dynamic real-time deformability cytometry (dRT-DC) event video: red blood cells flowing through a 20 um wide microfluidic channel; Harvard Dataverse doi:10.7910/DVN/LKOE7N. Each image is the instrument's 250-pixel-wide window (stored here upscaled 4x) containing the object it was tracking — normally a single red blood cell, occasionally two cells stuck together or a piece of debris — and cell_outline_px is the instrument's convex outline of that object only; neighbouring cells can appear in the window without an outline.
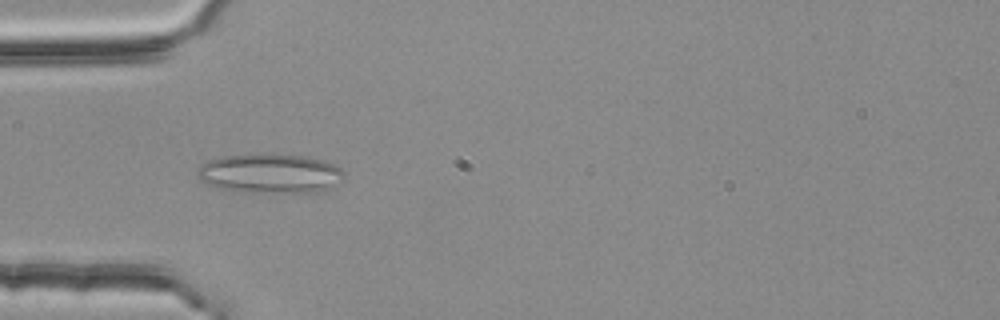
{"species": "common noctule bat (a hibernating species)", "species_latin": "Nyctalus noctula", "temperature_condition": "room temperature", "stored_images_in_passage": 42, "camera_frame_rate_fps": 3000, "um_per_image_px": 0.085, "animal": {"sex": "female", "body_mass_g": 25.1}, "frame": {"image": 1, "passage_image": 5, "time_ms": 1.333, "image_size_px": [1000, 320], "cell_outline_px": [[344, 176], [340, 180], [316, 192], [252, 192], [220, 188], [208, 184], [200, 180], [196, 176], [196, 172], [208, 160], [220, 156], [304, 156], [324, 160], [340, 168], [344, 172]], "centroid_in_image_um": [22.92, 14.76], "position_along_channel_um": 62.1, "area_um2": 32.43}}
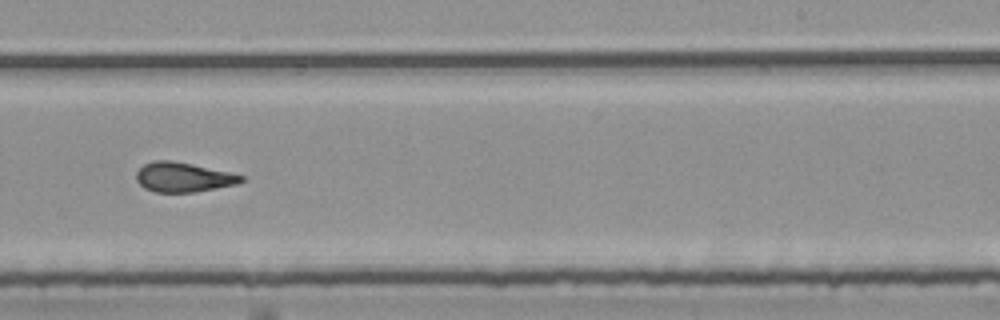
{"frame": {"image": 2, "passage_image": 22, "time_ms": 7.0, "image_size_px": [1000, 320], "cell_outline_px": [[244, 180], [236, 184], [196, 192], [156, 192], [144, 188], [136, 180], [136, 172], [144, 164], [152, 160], [172, 160], [192, 164], [228, 172], [244, 176]], "centroid_in_image_um": [15.54, 15.06], "position_along_channel_um": 273.5, "area_um2": 18.03}}
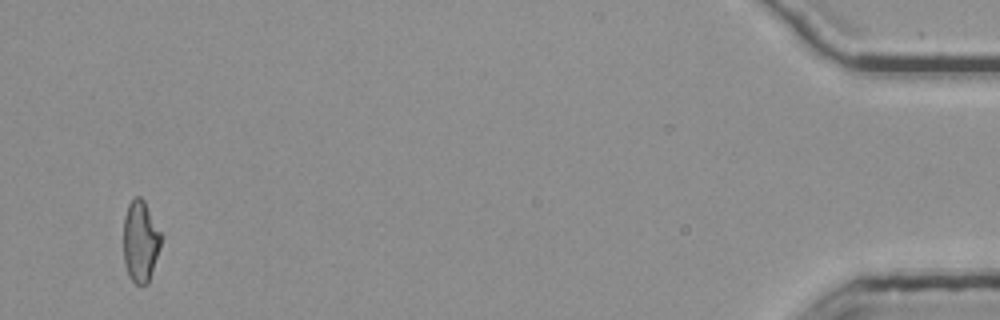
{"frame": {"image": 3, "passage_image": 41, "time_ms": 13.333, "image_size_px": [1000, 320], "cell_outline_px": [[164, 236], [148, 284], [136, 284], [132, 280], [124, 264], [124, 216], [128, 204], [136, 196], [140, 196], [144, 200]], "centroid_in_image_um": [11.97, 20.49], "position_along_channel_um": 423.2, "area_um2": 18.03}, "authors_computed_cell_mechanics": {"area_um2": 18.4382, "velocity_mm_per_s": 3.7495, "shape_relaxation_time_tau1_ms": null, "shape_relaxation_time_tau2_ms": 1.7833, "deformation_change_tau1": null, "deformation_change_tau2": 0.1037}}